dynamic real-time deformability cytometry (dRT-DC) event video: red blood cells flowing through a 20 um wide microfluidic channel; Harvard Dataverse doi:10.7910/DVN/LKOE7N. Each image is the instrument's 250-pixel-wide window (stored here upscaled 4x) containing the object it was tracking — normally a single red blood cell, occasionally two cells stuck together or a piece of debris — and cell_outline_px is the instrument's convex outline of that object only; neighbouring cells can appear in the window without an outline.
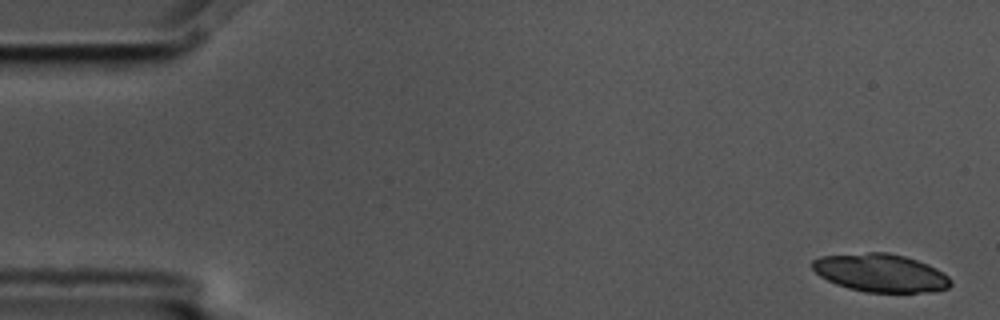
{"species": "common noctule bat (a hibernating species)", "species_latin": "Nyctalus noctula", "temperature_condition": "cold", "stored_images_in_passage": 5, "camera_frame_rate_fps": 3000, "um_per_image_px": 0.085, "animal": {"sex": "male", "body_mass_g": 17.5, "forearm_length_mm": 52.3}, "frame": {"image": 1, "passage_image": 1, "time_ms": 0.0, "image_size_px": [1000, 320], "cell_outline_px": [[952, 284], [948, 288], [932, 292], [864, 292], [848, 288], [836, 284], [820, 276], [812, 268], [812, 260], [820, 256], [868, 252], [888, 252], [904, 256], [928, 264], [936, 268], [948, 276], [952, 280]], "centroid_in_image_um": [74.86, 23.19], "position_along_channel_um": 10.1, "area_um2": 30.81}}